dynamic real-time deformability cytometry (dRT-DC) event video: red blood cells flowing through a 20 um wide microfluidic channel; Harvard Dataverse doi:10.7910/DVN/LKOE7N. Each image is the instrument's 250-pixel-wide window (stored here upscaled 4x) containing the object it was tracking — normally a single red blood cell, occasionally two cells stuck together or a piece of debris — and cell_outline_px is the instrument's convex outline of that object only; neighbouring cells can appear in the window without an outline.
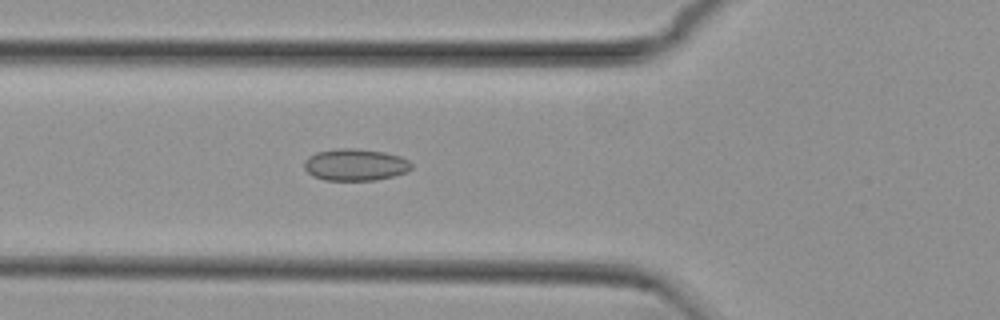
{"species": "common noctule bat (a hibernating species)", "species_latin": "Nyctalus noctula", "temperature_condition": "cold", "stored_images_in_passage": 43, "camera_frame_rate_fps": 3000, "um_per_image_px": 0.085, "animal": {"sex": "female", "body_mass_g": 29.2, "forearm_length_mm": 56.3}, "frame": {"image": 1, "passage_image": 8, "time_ms": 2.333, "image_size_px": [1000, 320], "cell_outline_px": [[412, 168], [408, 172], [376, 180], [324, 180], [312, 176], [304, 168], [304, 160], [308, 156], [316, 152], [336, 148], [356, 148], [384, 152], [400, 156], [408, 160], [412, 164]], "centroid_in_image_um": [30.18, 14.0], "position_along_channel_um": 95.6, "area_um2": 20.11}}
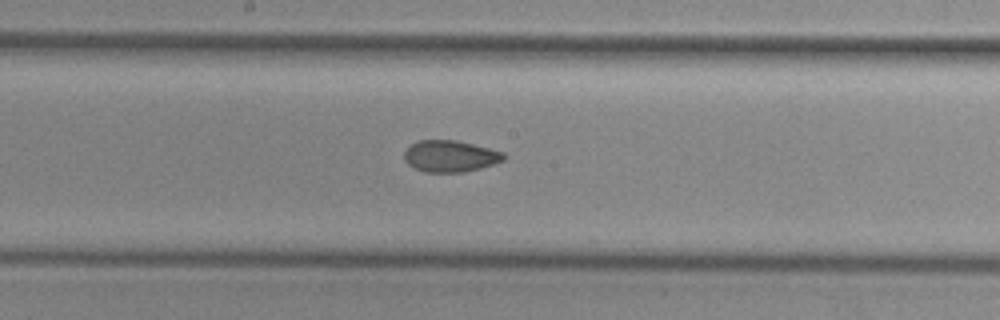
{"frame": {"image": 2, "passage_image": 17, "time_ms": 5.333, "image_size_px": [1000, 320], "cell_outline_px": [[504, 160], [480, 168], [464, 172], [424, 172], [408, 164], [404, 160], [404, 152], [416, 140], [456, 140], [504, 152]], "centroid_in_image_um": [38.24, 13.27], "position_along_channel_um": 210.0, "area_um2": 18.15}}
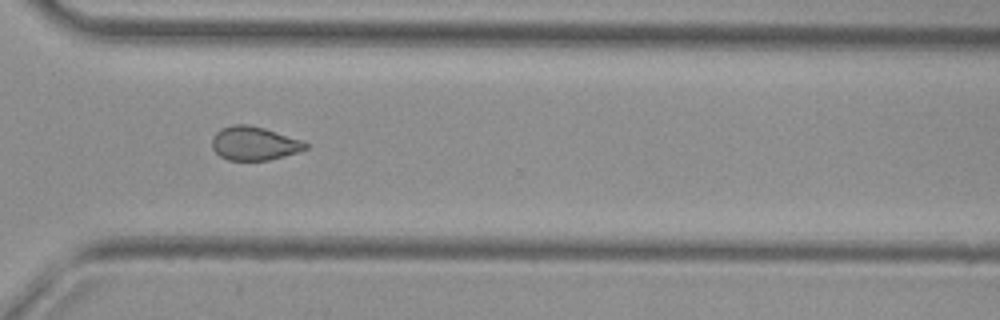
{"frame": {"image": 3, "passage_image": 28, "time_ms": 9.0, "image_size_px": [1000, 320], "cell_outline_px": [[308, 148], [284, 156], [268, 160], [228, 160], [220, 156], [212, 148], [212, 136], [220, 128], [232, 124], [248, 124], [264, 128], [304, 140], [308, 144]], "centroid_in_image_um": [21.6, 12.17], "position_along_channel_um": 349.0, "area_um2": 18.5}, "authors_computed_cell_mechanics": {"area_um2": 18.7272, "velocity_mm_per_s": 3.7942, "shape_relaxation_time_tau1_ms": null, "shape_relaxation_time_tau2_ms": 2.1781, "deformation_change_tau1": null, "deformation_change_tau2": 0.062}}